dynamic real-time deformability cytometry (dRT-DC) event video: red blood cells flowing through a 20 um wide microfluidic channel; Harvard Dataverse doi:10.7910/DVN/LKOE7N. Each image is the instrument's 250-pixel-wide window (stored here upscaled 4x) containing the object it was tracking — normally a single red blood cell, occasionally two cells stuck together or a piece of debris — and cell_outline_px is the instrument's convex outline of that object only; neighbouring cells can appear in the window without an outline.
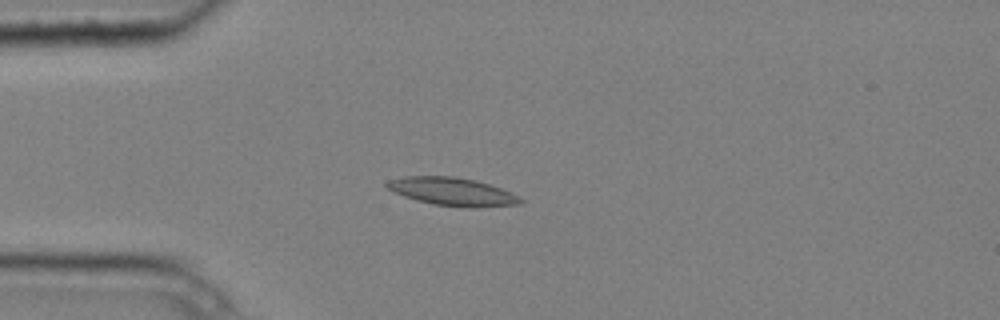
{"species": "common noctule bat (a hibernating species)", "species_latin": "Nyctalus noctula", "temperature_condition": "cold", "stored_images_in_passage": 5, "camera_frame_rate_fps": 3000, "um_per_image_px": 0.085, "animal": {"sex": "male", "body_mass_g": 20.4}, "frame": {"image": 1, "passage_image": 3, "time_ms": 0.667, "image_size_px": [1000, 320], "cell_outline_px": [[524, 200], [520, 204], [472, 208], [468, 208], [436, 204], [416, 200], [404, 196], [388, 188], [384, 184], [388, 180], [404, 176], [452, 176], [476, 180], [512, 192]], "centroid_in_image_um": [38.47, 16.28], "position_along_channel_um": 46.5, "area_um2": 21.73}}
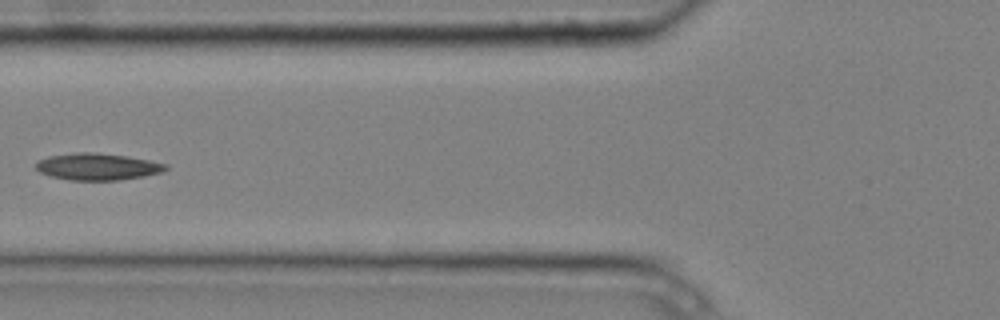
{"frame": {"image": 2, "passage_image": 5, "time_ms": 1.333, "image_size_px": [1000, 320], "cell_outline_px": [[168, 168], [164, 172], [144, 176], [120, 180], [72, 180], [52, 176], [40, 172], [36, 168], [36, 160], [48, 156], [76, 152], [92, 152], [128, 156], [168, 164]], "centroid_in_image_um": [8.3, 14.16], "position_along_channel_um": 117.5, "area_um2": 20.35}}